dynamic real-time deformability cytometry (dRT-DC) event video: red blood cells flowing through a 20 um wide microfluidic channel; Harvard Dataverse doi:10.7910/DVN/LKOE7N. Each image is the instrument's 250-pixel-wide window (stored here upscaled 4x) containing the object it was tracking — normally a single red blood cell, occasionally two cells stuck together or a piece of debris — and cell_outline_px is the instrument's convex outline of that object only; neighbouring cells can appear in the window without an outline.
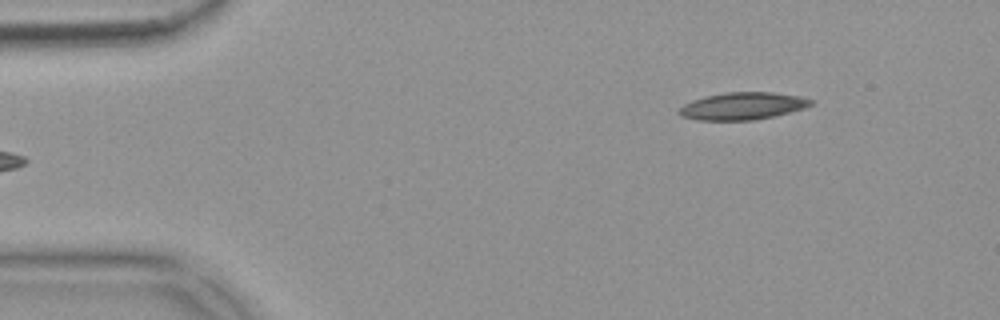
{"species": "common noctule bat (a hibernating species)", "species_latin": "Nyctalus noctula", "temperature_condition": "warm", "stored_images_in_passage": 49, "camera_frame_rate_fps": 3000, "um_per_image_px": 0.085, "animal": {"sex": "female", "body_mass_g": 18.4}, "frame": {"image": 1, "passage_image": 1, "time_ms": 0.0, "image_size_px": [1000, 320], "cell_outline_px": [[812, 104], [804, 108], [772, 116], [752, 120], [700, 120], [680, 116], [680, 108], [684, 104], [692, 100], [708, 96], [728, 92], [772, 92], [796, 96], [812, 100]], "centroid_in_image_um": [63.1, 9.01], "position_along_channel_um": 21.9, "area_um2": 20.46}}
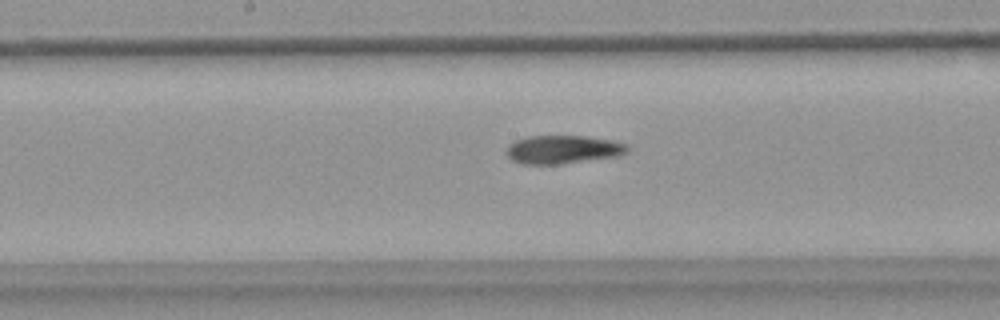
{"frame": {"image": 2, "passage_image": 22, "time_ms": 7.0, "image_size_px": [1000, 320], "cell_outline_px": [[628, 152], [616, 156], [560, 164], [520, 164], [512, 160], [508, 156], [504, 148], [508, 144], [516, 140], [528, 136], [584, 136], [612, 140], [628, 144]], "centroid_in_image_um": [47.81, 12.7], "position_along_channel_um": 200.4, "area_um2": 20.06}}
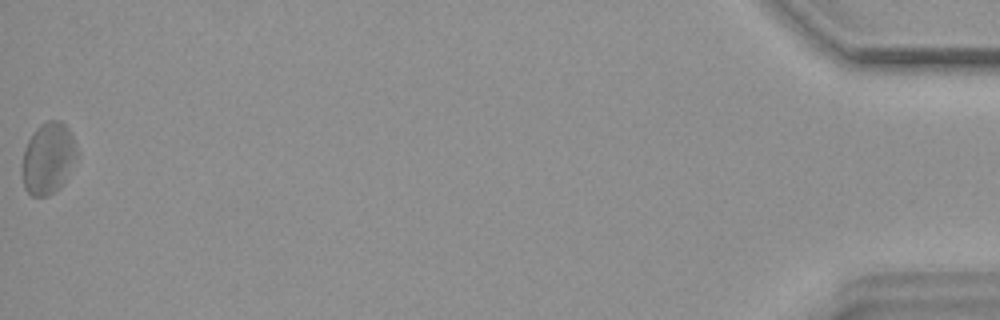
{"frame": {"image": 3, "passage_image": 49, "time_ms": 16.0, "image_size_px": [1000, 320], "cell_outline_px": [[76, 156], [64, 184], [60, 188], [48, 196], [32, 196], [24, 188], [20, 172], [20, 168], [24, 148], [28, 140], [36, 128], [40, 124], [48, 120], [60, 120], [68, 128], [72, 136], [76, 152]], "centroid_in_image_um": [4.04, 13.48], "position_along_channel_um": 431.2, "area_um2": 23.0}, "authors_computed_cell_mechanics": {"area_um2": 20.519, "velocity_mm_per_s": 3.6757, "shape_relaxation_time_tau1_ms": null, "shape_relaxation_time_tau2_ms": 5.2827, "deformation_change_tau1": null, "deformation_change_tau2": 0.1382}}